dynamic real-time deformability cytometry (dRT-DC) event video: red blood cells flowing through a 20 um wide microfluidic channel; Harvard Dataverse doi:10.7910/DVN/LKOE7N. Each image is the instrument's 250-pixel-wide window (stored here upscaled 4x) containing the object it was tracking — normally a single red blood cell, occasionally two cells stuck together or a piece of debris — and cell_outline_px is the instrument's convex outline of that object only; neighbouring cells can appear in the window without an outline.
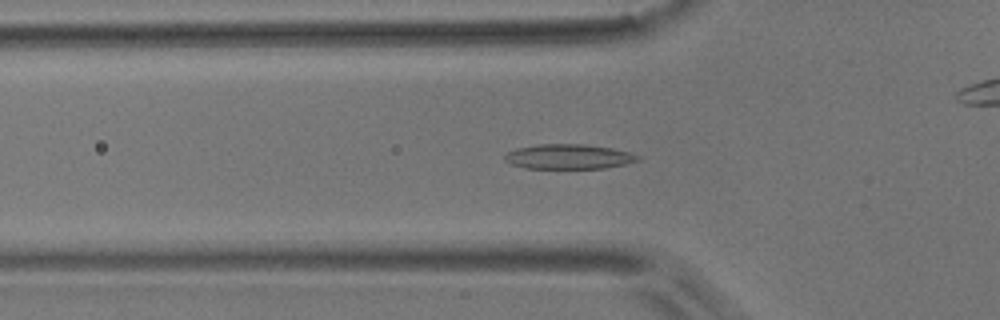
{"species": "common noctule bat (a hibernating species)", "species_latin": "Nyctalus noctula", "temperature_condition": "room temperature", "stored_images_in_passage": 40, "camera_frame_rate_fps": 3000, "um_per_image_px": 0.085, "animal": {"sex": "male", "body_mass_g": 17.9}, "frame": {"image": 1, "passage_image": 3, "time_ms": 0.667, "image_size_px": [1000, 320], "cell_outline_px": [[640, 160], [624, 164], [604, 168], [524, 168], [512, 164], [504, 160], [504, 156], [508, 152], [516, 148], [536, 144], [584, 144], [612, 148], [628, 152], [640, 156]], "centroid_in_image_um": [48.31, 13.31], "position_along_channel_um": 77.5, "area_um2": 19.19}}
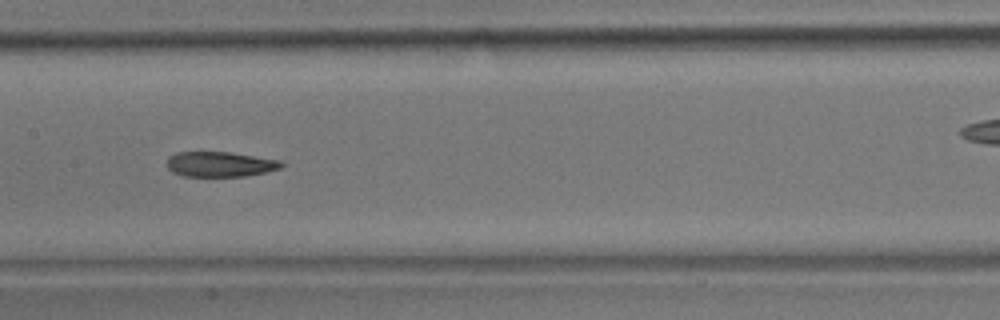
{"frame": {"image": 2, "passage_image": 12, "time_ms": 3.667, "image_size_px": [1000, 320], "cell_outline_px": [[284, 164], [280, 168], [268, 172], [244, 176], [184, 176], [172, 172], [168, 168], [168, 156], [176, 152], [228, 152], [284, 160]], "centroid_in_image_um": [18.75, 13.95], "position_along_channel_um": 188.7, "area_um2": 16.88}}
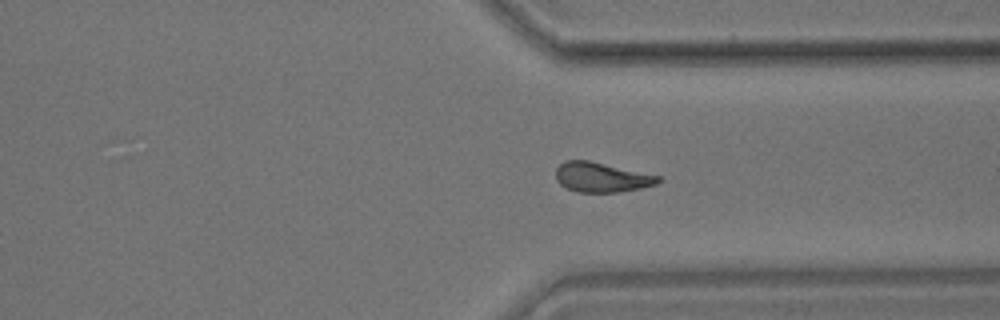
{"frame": {"image": 3, "passage_image": 26, "time_ms": 8.333, "image_size_px": [1000, 320], "cell_outline_px": [[664, 180], [656, 184], [640, 188], [620, 192], [576, 192], [560, 184], [556, 180], [556, 168], [564, 160], [588, 160], [660, 176]], "centroid_in_image_um": [51.13, 15.07], "position_along_channel_um": 360.3, "area_um2": 17.74}, "authors_computed_cell_mechanics": {"area_um2": 17.8602, "velocity_mm_per_s": 3.6841, "shape_relaxation_time_tau1_ms": 7.4311, "shape_relaxation_time_tau2_ms": 5.3994, "deformation_change_tau1": 0.1617, "deformation_change_tau2": 0.1153}}